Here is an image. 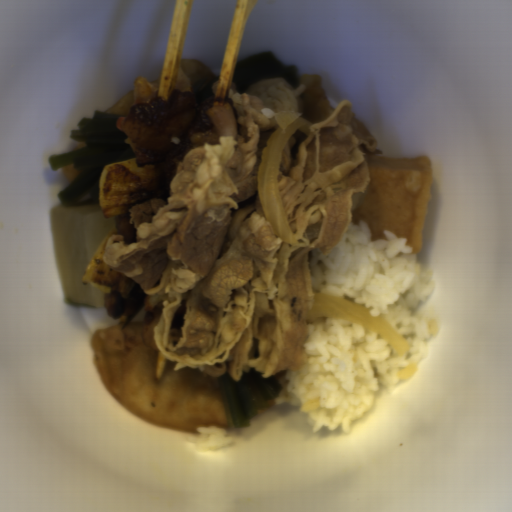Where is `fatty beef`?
Listing matches in <instances>:
<instances>
[{
	"label": "fatty beef",
	"mask_w": 512,
	"mask_h": 512,
	"mask_svg": "<svg viewBox=\"0 0 512 512\" xmlns=\"http://www.w3.org/2000/svg\"><path fill=\"white\" fill-rule=\"evenodd\" d=\"M307 86L269 78L206 109L216 144L189 149L167 203L128 210L137 242L112 234L107 266L133 279L144 310L158 311L152 341L174 371L212 378L274 377L308 360L304 348L315 282L311 252L328 255L350 227L354 195L367 192L368 158L384 153L374 132L342 101L294 150L285 143L278 182L296 245L276 235L259 195V166L279 111L305 114Z\"/></svg>",
	"instance_id": "8fa450e3"
}]
</instances>
